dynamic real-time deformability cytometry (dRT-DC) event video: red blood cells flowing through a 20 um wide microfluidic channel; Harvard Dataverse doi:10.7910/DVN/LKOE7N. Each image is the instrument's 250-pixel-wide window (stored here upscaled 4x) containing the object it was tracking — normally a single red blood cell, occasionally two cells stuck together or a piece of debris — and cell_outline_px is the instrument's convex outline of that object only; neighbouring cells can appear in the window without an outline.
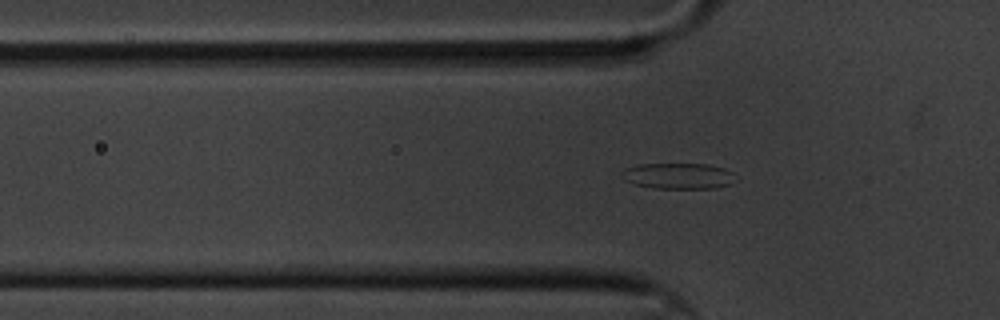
{"species": "common noctule bat (a hibernating species)", "species_latin": "Nyctalus noctula", "temperature_condition": "cold", "stored_images_in_passage": 52, "camera_frame_rate_fps": 3000, "um_per_image_px": 0.085, "animal": {"sex": "male", "body_mass_g": 20.1, "forearm_length_mm": 53.5}, "frame": {"image": 1, "passage_image": 10, "time_ms": 3.0, "image_size_px": [1000, 320], "cell_outline_px": [[732, 184], [716, 188], [652, 188], [636, 184], [624, 180], [620, 176], [620, 172], [624, 168], [636, 164], [708, 164], [724, 168], [732, 172]], "centroid_in_image_um": [57.59, 14.95], "position_along_channel_um": 68.2, "area_um2": 17.22}}
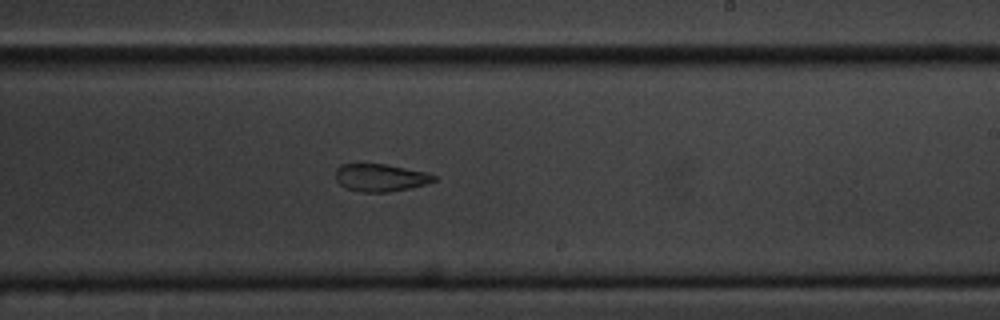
{"frame": {"image": 2, "passage_image": 27, "time_ms": 8.667, "image_size_px": [1000, 320], "cell_outline_px": [[436, 180], [424, 184], [408, 188], [388, 192], [364, 192], [348, 188], [340, 184], [336, 180], [336, 168], [340, 164], [384, 164], [428, 172], [436, 176]], "centroid_in_image_um": [32.34, 15.09], "position_along_channel_um": 256.7, "area_um2": 15.61}}
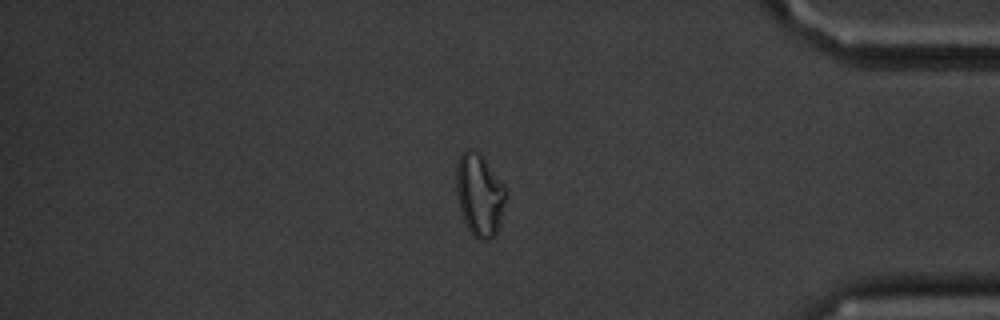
{"frame": {"image": 3, "passage_image": 42, "time_ms": 13.667, "image_size_px": [1000, 320], "cell_outline_px": [[508, 196], [496, 232], [488, 240], [480, 240], [472, 236], [464, 220], [460, 208], [456, 188], [456, 168], [460, 156], [464, 148], [472, 148], [480, 152], [508, 192]], "centroid_in_image_um": [40.76, 16.53], "position_along_channel_um": 394.4, "area_um2": 23.81}, "authors_computed_cell_mechanics": {"area_um2": 17.8891, "velocity_mm_per_s": 3.3277, "shape_relaxation_time_tau1_ms": null, "shape_relaxation_time_tau2_ms": 5.9405, "deformation_change_tau1": null, "deformation_change_tau2": 0.1234}}